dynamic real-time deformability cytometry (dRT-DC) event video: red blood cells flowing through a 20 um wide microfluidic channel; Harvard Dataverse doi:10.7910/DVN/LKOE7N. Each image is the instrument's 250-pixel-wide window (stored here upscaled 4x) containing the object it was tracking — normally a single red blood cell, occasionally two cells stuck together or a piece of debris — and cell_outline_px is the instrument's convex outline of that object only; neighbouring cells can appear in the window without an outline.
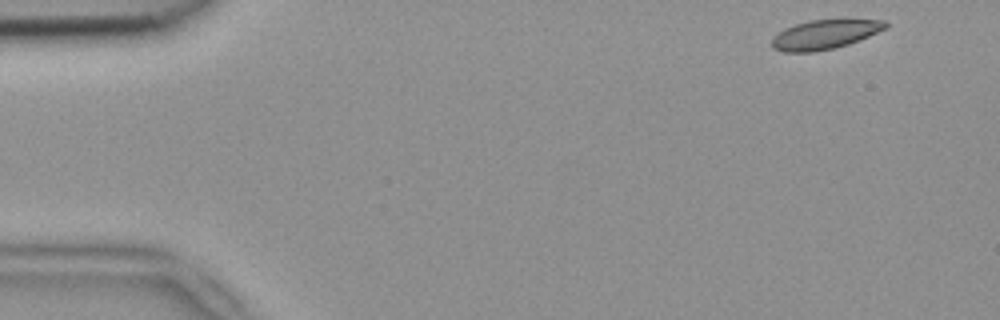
{"species": "common noctule bat (a hibernating species)", "species_latin": "Nyctalus noctula", "temperature_condition": "room temperature", "stored_images_in_passage": 5, "camera_frame_rate_fps": 3000, "um_per_image_px": 0.085, "animal": {"sex": "female", "body_mass_g": 18.4}, "frame": {"image": 1, "passage_image": 1, "time_ms": 0.0, "image_size_px": [1000, 320], "cell_outline_px": [[888, 28], [860, 40], [848, 44], [832, 48], [812, 52], [784, 52], [772, 48], [772, 36], [784, 28], [808, 20], [840, 16], [844, 16], [884, 20], [888, 24]], "centroid_in_image_um": [70.18, 2.86], "position_along_channel_um": 14.8, "area_um2": 20.52}}
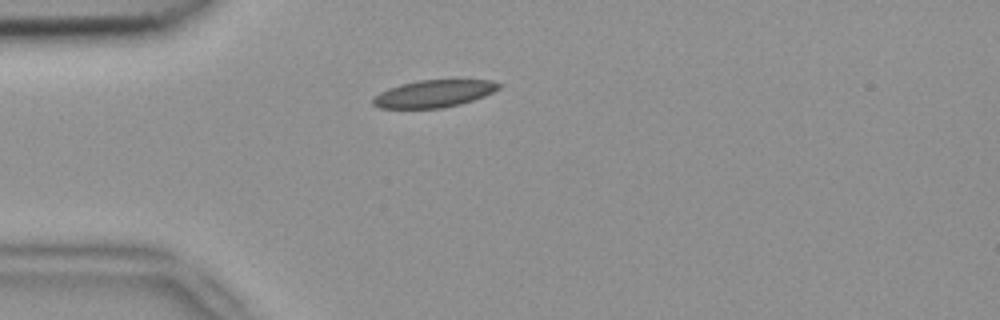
{"frame": {"image": 2, "passage_image": 4, "time_ms": 1.0, "image_size_px": [1000, 320], "cell_outline_px": [[500, 88], [484, 96], [460, 104], [440, 108], [380, 108], [372, 104], [372, 96], [388, 88], [400, 84], [420, 80], [492, 80], [500, 84]], "centroid_in_image_um": [36.83, 7.96], "position_along_channel_um": 48.2, "area_um2": 19.94}}